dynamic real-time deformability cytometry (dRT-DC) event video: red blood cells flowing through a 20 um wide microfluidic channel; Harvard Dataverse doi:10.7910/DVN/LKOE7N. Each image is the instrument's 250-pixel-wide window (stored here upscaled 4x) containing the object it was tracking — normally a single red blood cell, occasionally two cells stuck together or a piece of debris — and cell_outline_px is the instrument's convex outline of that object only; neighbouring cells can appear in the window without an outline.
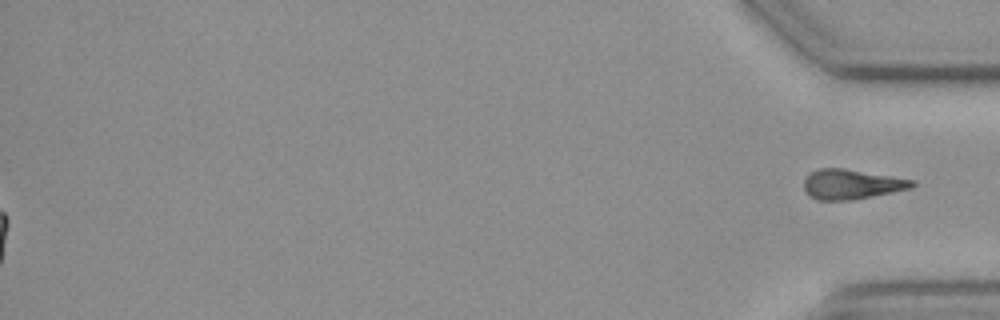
{"species": "common noctule bat (a hibernating species)", "species_latin": "Nyctalus noctula", "temperature_condition": "cold", "stored_images_in_passage": 59, "segment_of_instrument_passage": [2, 2], "camera_frame_rate_fps": 3000, "um_per_image_px": 0.085, "animal": {"sex": "female", "body_mass_g": 19.3, "forearm_length_mm": 54.1}, "frame": {"image": 1, "passage_image": 59, "time_ms": 19.333, "image_size_px": [1000, 320], "cell_outline_px": [[916, 184], [912, 188], [852, 200], [816, 200], [804, 188], [804, 180], [812, 172], [820, 168], [844, 168], [916, 180]], "centroid_in_image_um": [72.42, 15.66], "position_along_channel_um": 362.8, "area_um2": 18.67}}